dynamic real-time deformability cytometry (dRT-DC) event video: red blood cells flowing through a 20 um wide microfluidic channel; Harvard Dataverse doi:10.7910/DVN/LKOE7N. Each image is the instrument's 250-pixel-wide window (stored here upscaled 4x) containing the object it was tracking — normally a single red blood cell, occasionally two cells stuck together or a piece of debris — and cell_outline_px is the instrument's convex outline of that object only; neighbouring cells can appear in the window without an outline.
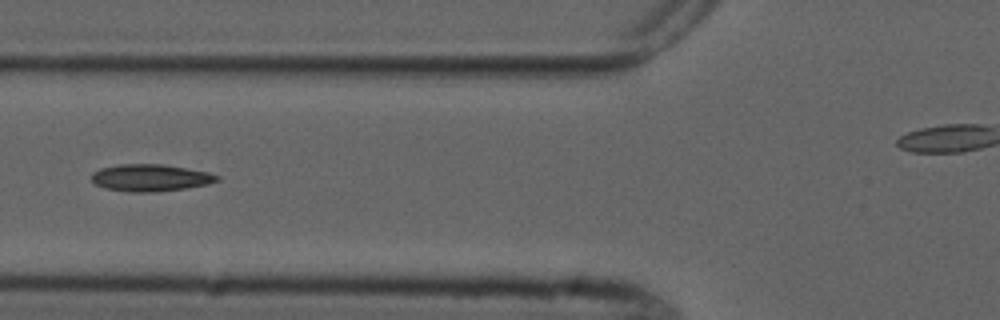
{"species": "common noctule bat (a hibernating species)", "species_latin": "Nyctalus noctula", "temperature_condition": "cold", "stored_images_in_passage": 7, "camera_frame_rate_fps": 3000, "um_per_image_px": 0.085, "animal": {"sex": "male", "forearm_length_mm": 52.5}, "frame": {"image": 1, "passage_image": 5, "time_ms": 4.667, "image_size_px": [1000, 320], "cell_outline_px": [[220, 180], [208, 184], [184, 188], [156, 192], [132, 192], [104, 188], [96, 184], [92, 180], [92, 172], [100, 168], [116, 164], [164, 164], [208, 172], [220, 176]], "centroid_in_image_um": [12.78, 15.1], "position_along_channel_um": 113.0, "area_um2": 19.83}}
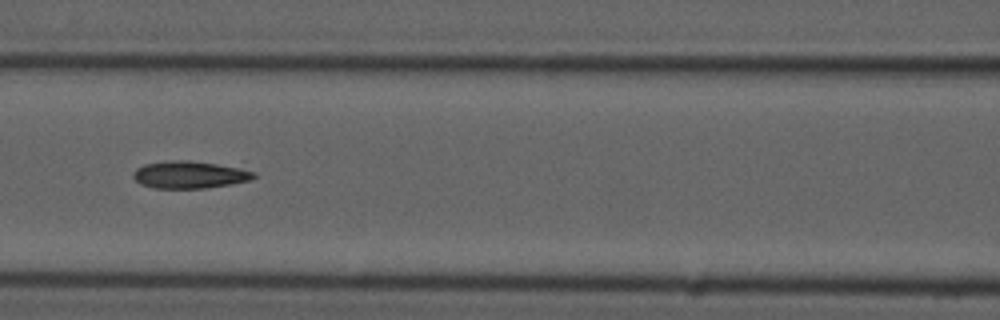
{"frame": {"image": 2, "passage_image": 6, "time_ms": 5.667, "image_size_px": [1000, 320], "cell_outline_px": [[256, 176], [252, 180], [232, 184], [204, 188], [156, 188], [140, 184], [132, 176], [132, 172], [136, 168], [144, 164], [172, 160], [244, 160], [256, 172]], "centroid_in_image_um": [16.45, 14.76], "position_along_channel_um": 150.2, "area_um2": 21.27}}
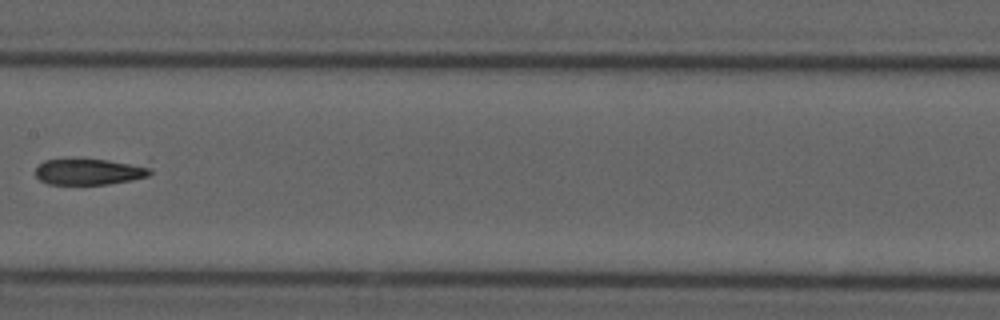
{"frame": {"image": 3, "passage_image": 7, "time_ms": 7.0, "image_size_px": [1000, 320], "cell_outline_px": [[152, 172], [148, 176], [132, 180], [108, 184], [48, 184], [40, 180], [36, 176], [36, 168], [44, 160], [68, 156], [152, 156]], "centroid_in_image_um": [7.98, 14.41], "position_along_channel_um": 199.4, "area_um2": 21.04}}